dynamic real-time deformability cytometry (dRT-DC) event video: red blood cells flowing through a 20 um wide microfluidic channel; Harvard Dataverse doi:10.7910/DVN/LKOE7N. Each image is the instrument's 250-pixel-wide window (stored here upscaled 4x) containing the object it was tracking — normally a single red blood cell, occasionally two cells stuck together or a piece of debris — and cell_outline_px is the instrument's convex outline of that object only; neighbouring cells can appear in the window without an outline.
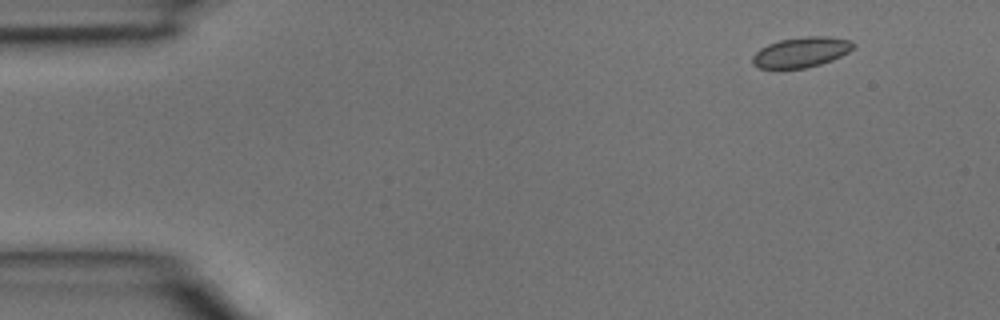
{"species": "common noctule bat (a hibernating species)", "species_latin": "Nyctalus noctula", "temperature_condition": "room temperature", "stored_images_in_passage": 3, "camera_frame_rate_fps": 3000, "um_per_image_px": 0.085, "animal": {"sex": "male", "body_mass_g": 15.6}, "frame": {"image": 1, "passage_image": 1, "time_ms": 0.0, "image_size_px": [1000, 320], "cell_outline_px": [[856, 44], [848, 52], [832, 60], [820, 64], [804, 68], [760, 68], [752, 64], [752, 56], [760, 48], [768, 44], [780, 40], [804, 36], [828, 36], [852, 40]], "centroid_in_image_um": [68.11, 4.42], "position_along_channel_um": 16.9, "area_um2": 17.74}}
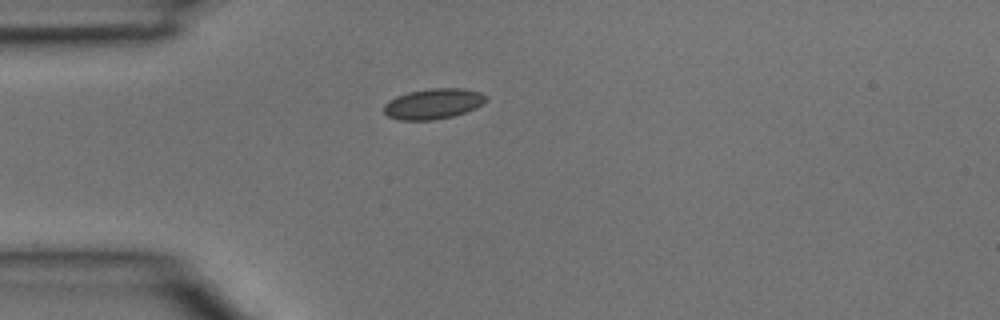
{"frame": {"image": 2, "passage_image": 3, "time_ms": 0.667, "image_size_px": [1000, 320], "cell_outline_px": [[488, 100], [476, 108], [452, 116], [432, 120], [400, 120], [388, 116], [384, 112], [384, 104], [388, 100], [396, 96], [408, 92], [428, 88], [464, 88], [480, 92], [488, 96]], "centroid_in_image_um": [36.84, 8.81], "position_along_channel_um": 48.2, "area_um2": 18.26}}